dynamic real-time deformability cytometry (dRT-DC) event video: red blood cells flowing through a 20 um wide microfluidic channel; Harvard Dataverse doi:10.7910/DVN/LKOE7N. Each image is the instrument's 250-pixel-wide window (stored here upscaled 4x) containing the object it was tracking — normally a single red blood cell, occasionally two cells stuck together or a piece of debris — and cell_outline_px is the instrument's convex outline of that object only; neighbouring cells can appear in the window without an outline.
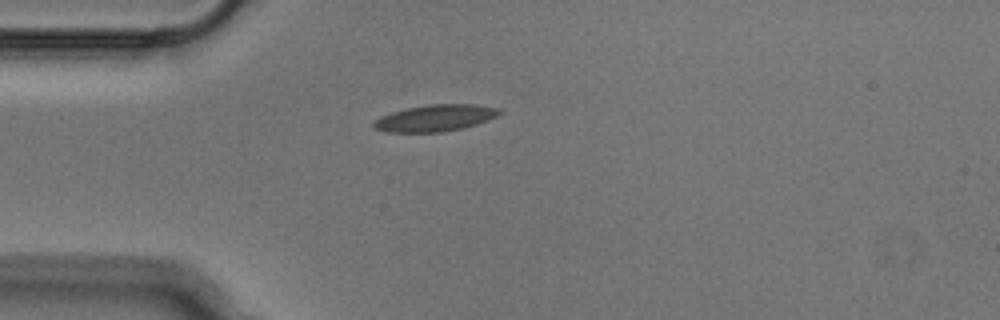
{"species": "Egyptian fruit bat (a non-hibernating species)", "species_latin": "Rousettus aegyptiacus", "temperature_condition": "cold", "stored_images_in_passage": 39, "camera_frame_rate_fps": 3000, "um_per_image_px": 0.085, "animal": {"sex": "male"}, "frame": {"image": 1, "passage_image": 1, "time_ms": 0.0, "image_size_px": [1000, 320], "cell_outline_px": [[504, 112], [488, 120], [464, 128], [444, 132], [388, 132], [376, 128], [372, 124], [380, 116], [392, 112], [408, 108], [428, 104], [476, 104], [500, 108]], "centroid_in_image_um": [37.05, 10.02], "position_along_channel_um": 48.0, "area_um2": 19.54}}
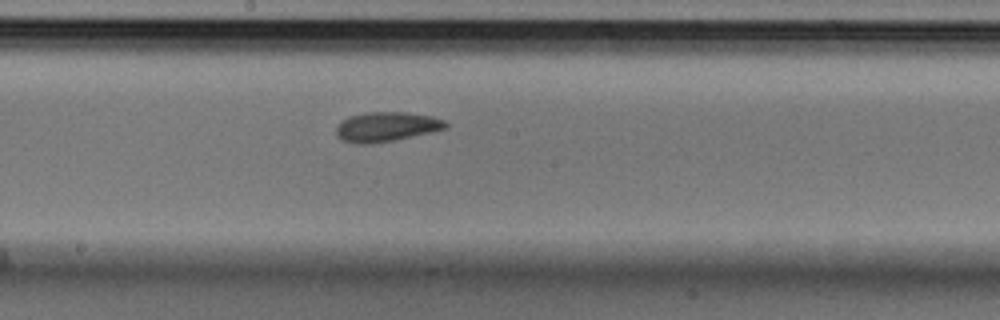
{"frame": {"image": 2, "passage_image": 15, "time_ms": 4.667, "image_size_px": [1000, 320], "cell_outline_px": [[448, 128], [432, 132], [392, 140], [368, 144], [360, 144], [344, 140], [336, 136], [336, 128], [348, 116], [368, 112], [404, 112], [432, 116], [444, 120], [448, 124]], "centroid_in_image_um": [32.87, 10.76], "position_along_channel_um": 215.3, "area_um2": 18.67}}
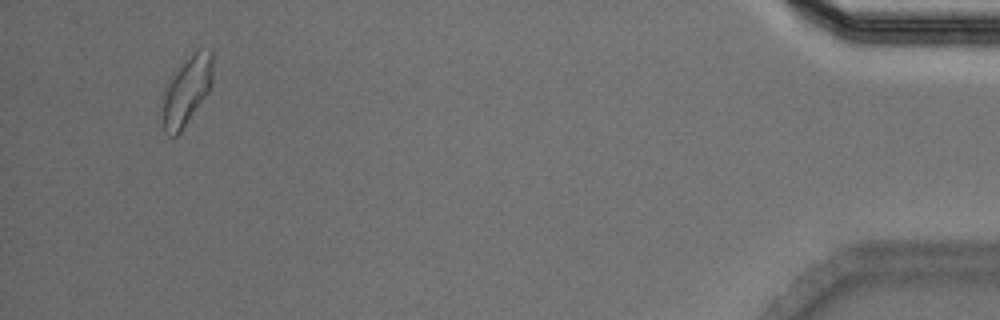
{"frame": {"image": 3, "passage_image": 37, "time_ms": 12.0, "image_size_px": [1000, 320], "cell_outline_px": [[212, 84], [208, 92], [180, 132], [176, 136], [168, 136], [164, 132], [156, 112], [164, 88], [172, 72], [196, 48], [212, 52]], "centroid_in_image_um": [15.74, 7.76], "position_along_channel_um": 419.5, "area_um2": 21.27}}